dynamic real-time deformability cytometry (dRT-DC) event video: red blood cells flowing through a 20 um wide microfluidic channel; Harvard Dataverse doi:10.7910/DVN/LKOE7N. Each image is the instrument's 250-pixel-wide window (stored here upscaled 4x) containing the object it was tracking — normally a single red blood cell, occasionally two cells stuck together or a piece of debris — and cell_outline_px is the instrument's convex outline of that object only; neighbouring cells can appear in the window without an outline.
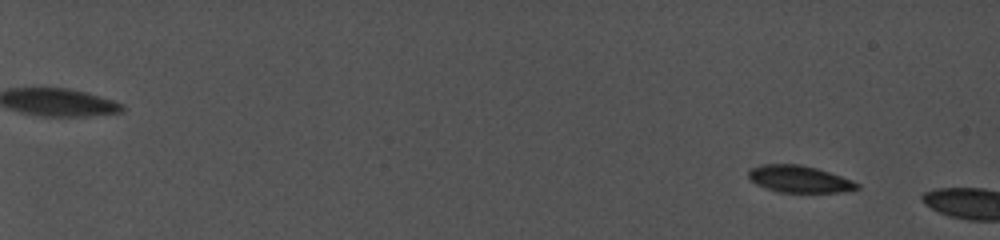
{"species": "common noctule bat (a hibernating species)", "species_latin": "Nyctalus noctula", "temperature_condition": "cold", "stored_images_in_passage": 25, "camera_frame_rate_fps": 5000, "um_per_image_px": 0.085, "animal": {"sex": "female", "body_mass_g": 19.0, "forearm_length_mm": 56.7}, "frame": {"image": 1, "passage_image": 8, "time_ms": 2.0, "image_size_px": [1000, 240], "cell_outline_px": [[860, 188], [836, 192], [780, 192], [756, 184], [748, 176], [748, 172], [752, 168], [772, 164], [792, 164], [812, 168], [860, 184]], "centroid_in_image_um": [67.88, 15.24], "position_along_channel_um": 17.1, "area_um2": 16.01}}
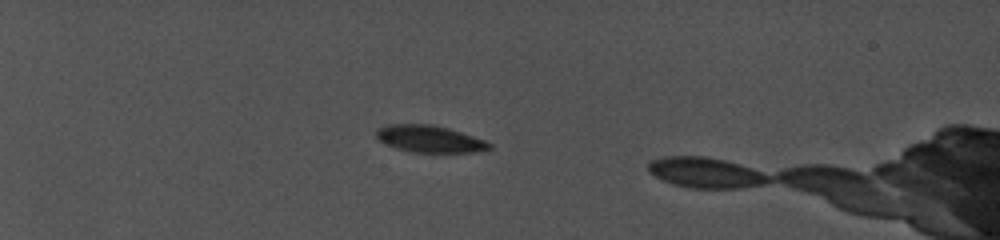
{"frame": {"image": 2, "passage_image": 23, "time_ms": 7.2, "image_size_px": [1000, 240], "cell_outline_px": [[492, 148], [472, 152], [408, 152], [396, 148], [380, 140], [376, 136], [376, 132], [380, 128], [400, 124], [424, 124], [444, 128], [484, 140], [492, 144]], "centroid_in_image_um": [36.52, 11.84], "position_along_channel_um": 48.5, "area_um2": 16.99}}